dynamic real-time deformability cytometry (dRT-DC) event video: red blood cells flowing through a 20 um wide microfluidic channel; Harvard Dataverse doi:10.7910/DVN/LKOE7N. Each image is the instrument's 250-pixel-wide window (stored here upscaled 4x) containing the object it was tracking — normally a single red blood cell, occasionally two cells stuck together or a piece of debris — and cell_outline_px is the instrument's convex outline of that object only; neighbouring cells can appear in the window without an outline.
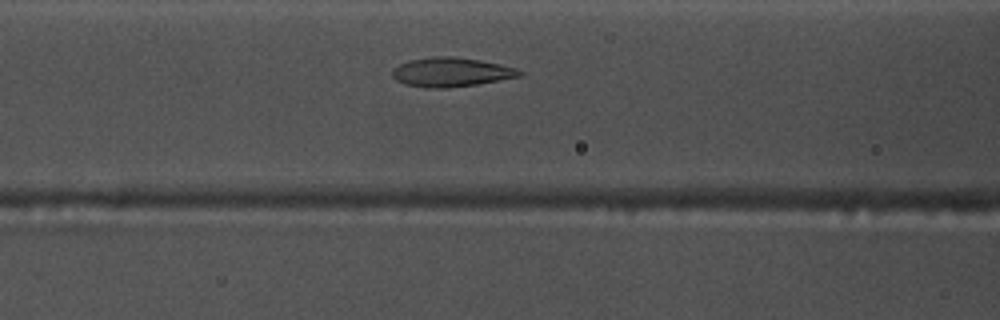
{"species": "common noctule bat (a hibernating species)", "species_latin": "Nyctalus noctula", "temperature_condition": "warm", "stored_images_in_passage": 32, "camera_frame_rate_fps": 3000, "um_per_image_px": 0.085, "animal": {"sex": "male", "body_mass_g": 17.5, "forearm_length_mm": 52.3}, "frame": {"image": 1, "passage_image": 11, "time_ms": 3.333, "image_size_px": [1000, 320], "cell_outline_px": [[524, 76], [476, 84], [448, 88], [428, 88], [404, 84], [396, 80], [392, 76], [392, 72], [400, 64], [408, 60], [432, 56], [456, 56], [480, 60], [500, 64], [516, 68], [524, 72]], "centroid_in_image_um": [38.38, 6.13], "position_along_channel_um": 128.2, "area_um2": 21.79}}
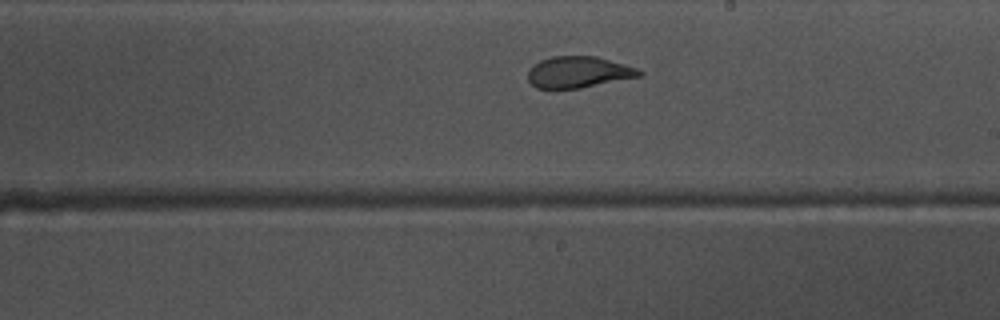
{"frame": {"image": 2, "passage_image": 20, "time_ms": 6.333, "image_size_px": [1000, 320], "cell_outline_px": [[644, 72], [640, 76], [580, 88], [536, 88], [528, 80], [528, 72], [532, 64], [540, 60], [552, 56], [596, 56], [636, 68]], "centroid_in_image_um": [49.13, 6.12], "position_along_channel_um": 239.9, "area_um2": 20.17}}
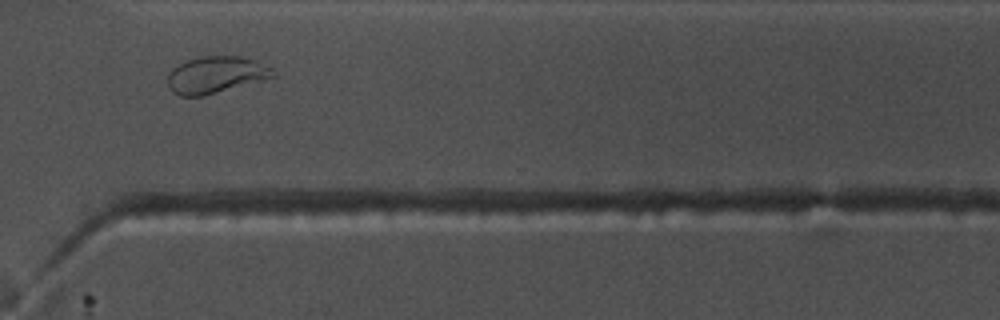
{"frame": {"image": 3, "passage_image": 29, "time_ms": 9.333, "image_size_px": [1000, 320], "cell_outline_px": [[276, 76], [204, 96], [180, 96], [172, 92], [168, 88], [168, 72], [176, 64], [200, 56], [240, 56], [256, 60], [272, 68], [276, 72]], "centroid_in_image_um": [18.32, 6.35], "position_along_channel_um": 352.3, "area_um2": 22.77}, "authors_computed_cell_mechanics": {"area_um2": 21.386, "velocity_mm_per_s": 3.7388, "shape_relaxation_time_tau1_ms": 7.9971, "shape_relaxation_time_tau2_ms": 1.1086, "deformation_change_tau1": 0.2354, "deformation_change_tau2": 0.0698}}